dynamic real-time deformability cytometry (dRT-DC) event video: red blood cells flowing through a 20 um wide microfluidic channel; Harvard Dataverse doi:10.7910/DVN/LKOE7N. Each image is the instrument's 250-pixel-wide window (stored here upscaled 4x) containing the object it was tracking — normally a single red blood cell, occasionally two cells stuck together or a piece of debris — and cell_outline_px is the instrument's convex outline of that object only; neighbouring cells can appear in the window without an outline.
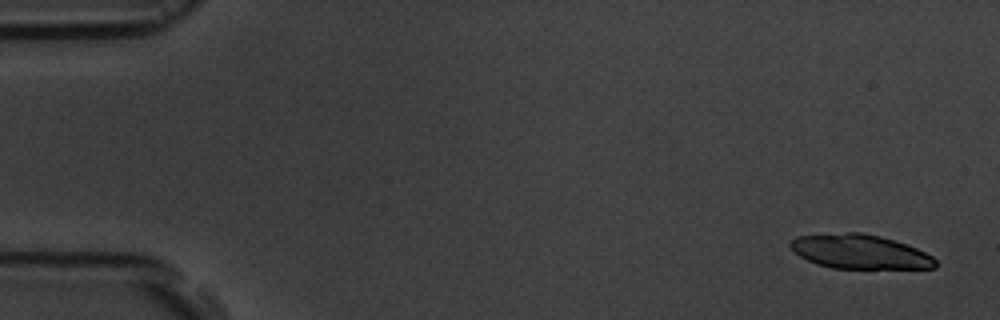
{"species": "common noctule bat (a hibernating species)", "species_latin": "Nyctalus noctula", "temperature_condition": "room temperature", "stored_images_in_passage": 4, "camera_frame_rate_fps": 3000, "um_per_image_px": 0.085, "animal": {"sex": "male", "body_mass_g": 19.5, "forearm_length_mm": 54.6}, "frame": {"image": 1, "passage_image": 1, "time_ms": 0.0, "image_size_px": [1000, 320], "cell_outline_px": [[936, 268], [832, 268], [816, 264], [800, 256], [788, 244], [796, 236], [844, 232], [864, 232], [880, 236], [916, 248], [932, 256], [936, 260]], "centroid_in_image_um": [73.06, 21.39], "position_along_channel_um": 11.9, "area_um2": 28.73}}